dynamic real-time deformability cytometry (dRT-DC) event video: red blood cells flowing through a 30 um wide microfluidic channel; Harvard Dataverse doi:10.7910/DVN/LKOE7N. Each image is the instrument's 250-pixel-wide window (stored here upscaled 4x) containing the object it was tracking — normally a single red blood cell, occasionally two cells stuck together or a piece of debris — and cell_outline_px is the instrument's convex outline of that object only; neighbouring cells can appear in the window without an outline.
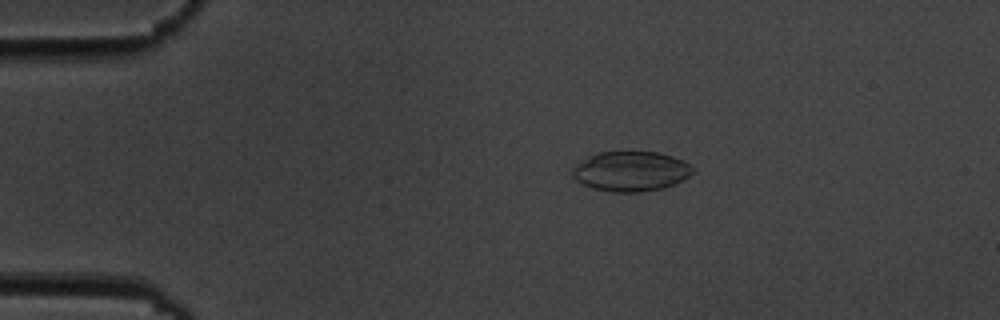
{"species": "common noctule bat (a hibernating species)", "species_latin": "Nyctalus noctula", "temperature_condition": "cold", "stored_images_in_passage": 4, "camera_frame_rate_fps": 3000, "um_per_image_px": 0.085, "animal": {"sex": "male", "body_mass_g": 19.5, "forearm_length_mm": 54.6}, "frame": {"image": 1, "passage_image": 3, "time_ms": 2.333, "image_size_px": [1000, 320], "cell_outline_px": [[696, 172], [664, 188], [640, 192], [612, 192], [592, 188], [576, 180], [572, 176], [572, 168], [576, 164], [600, 152], [656, 152], [672, 156], [688, 164]], "centroid_in_image_um": [53.61, 14.57], "position_along_channel_um": 31.4, "area_um2": 27.57}}